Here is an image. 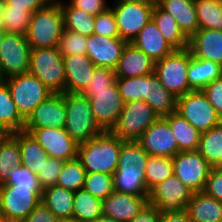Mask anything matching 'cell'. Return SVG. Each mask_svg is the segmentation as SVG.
<instances>
[{
  "instance_id": "1",
  "label": "cell",
  "mask_w": 222,
  "mask_h": 222,
  "mask_svg": "<svg viewBox=\"0 0 222 222\" xmlns=\"http://www.w3.org/2000/svg\"><path fill=\"white\" fill-rule=\"evenodd\" d=\"M83 94L91 103L97 125L103 131H112L124 105L116 84L115 69L96 66L92 81Z\"/></svg>"
},
{
  "instance_id": "2",
  "label": "cell",
  "mask_w": 222,
  "mask_h": 222,
  "mask_svg": "<svg viewBox=\"0 0 222 222\" xmlns=\"http://www.w3.org/2000/svg\"><path fill=\"white\" fill-rule=\"evenodd\" d=\"M116 84L124 103L143 100L161 118L177 110V98L162 86L155 73L140 77L116 78Z\"/></svg>"
},
{
  "instance_id": "3",
  "label": "cell",
  "mask_w": 222,
  "mask_h": 222,
  "mask_svg": "<svg viewBox=\"0 0 222 222\" xmlns=\"http://www.w3.org/2000/svg\"><path fill=\"white\" fill-rule=\"evenodd\" d=\"M122 140L112 131H103L91 140L78 145L77 157L86 173H107L117 170Z\"/></svg>"
},
{
  "instance_id": "4",
  "label": "cell",
  "mask_w": 222,
  "mask_h": 222,
  "mask_svg": "<svg viewBox=\"0 0 222 222\" xmlns=\"http://www.w3.org/2000/svg\"><path fill=\"white\" fill-rule=\"evenodd\" d=\"M63 30L61 5L53 0L31 15L26 38L32 49L57 47Z\"/></svg>"
},
{
  "instance_id": "5",
  "label": "cell",
  "mask_w": 222,
  "mask_h": 222,
  "mask_svg": "<svg viewBox=\"0 0 222 222\" xmlns=\"http://www.w3.org/2000/svg\"><path fill=\"white\" fill-rule=\"evenodd\" d=\"M65 130L77 144L91 140L103 132L97 125L91 103L83 93L64 92Z\"/></svg>"
},
{
  "instance_id": "6",
  "label": "cell",
  "mask_w": 222,
  "mask_h": 222,
  "mask_svg": "<svg viewBox=\"0 0 222 222\" xmlns=\"http://www.w3.org/2000/svg\"><path fill=\"white\" fill-rule=\"evenodd\" d=\"M29 73L37 77L52 93L66 92L64 59L57 47L32 49Z\"/></svg>"
},
{
  "instance_id": "7",
  "label": "cell",
  "mask_w": 222,
  "mask_h": 222,
  "mask_svg": "<svg viewBox=\"0 0 222 222\" xmlns=\"http://www.w3.org/2000/svg\"><path fill=\"white\" fill-rule=\"evenodd\" d=\"M159 118V115L145 101H129L124 103L112 132L122 141H138L144 131Z\"/></svg>"
},
{
  "instance_id": "8",
  "label": "cell",
  "mask_w": 222,
  "mask_h": 222,
  "mask_svg": "<svg viewBox=\"0 0 222 222\" xmlns=\"http://www.w3.org/2000/svg\"><path fill=\"white\" fill-rule=\"evenodd\" d=\"M189 63L190 51L188 49L175 50L171 55L155 63L154 73L162 86L176 98L193 91L188 81Z\"/></svg>"
},
{
  "instance_id": "9",
  "label": "cell",
  "mask_w": 222,
  "mask_h": 222,
  "mask_svg": "<svg viewBox=\"0 0 222 222\" xmlns=\"http://www.w3.org/2000/svg\"><path fill=\"white\" fill-rule=\"evenodd\" d=\"M5 82L20 115L26 120L35 108L53 93L34 75H14Z\"/></svg>"
},
{
  "instance_id": "10",
  "label": "cell",
  "mask_w": 222,
  "mask_h": 222,
  "mask_svg": "<svg viewBox=\"0 0 222 222\" xmlns=\"http://www.w3.org/2000/svg\"><path fill=\"white\" fill-rule=\"evenodd\" d=\"M41 187L0 185L1 219L21 222L41 202Z\"/></svg>"
},
{
  "instance_id": "11",
  "label": "cell",
  "mask_w": 222,
  "mask_h": 222,
  "mask_svg": "<svg viewBox=\"0 0 222 222\" xmlns=\"http://www.w3.org/2000/svg\"><path fill=\"white\" fill-rule=\"evenodd\" d=\"M176 112L200 134L222 122L221 117L202 90L190 91L177 98Z\"/></svg>"
},
{
  "instance_id": "12",
  "label": "cell",
  "mask_w": 222,
  "mask_h": 222,
  "mask_svg": "<svg viewBox=\"0 0 222 222\" xmlns=\"http://www.w3.org/2000/svg\"><path fill=\"white\" fill-rule=\"evenodd\" d=\"M194 192L172 174L149 191L148 203L160 214L180 212L186 208Z\"/></svg>"
},
{
  "instance_id": "13",
  "label": "cell",
  "mask_w": 222,
  "mask_h": 222,
  "mask_svg": "<svg viewBox=\"0 0 222 222\" xmlns=\"http://www.w3.org/2000/svg\"><path fill=\"white\" fill-rule=\"evenodd\" d=\"M31 50L26 36L4 33L0 42V70L5 79L29 72Z\"/></svg>"
},
{
  "instance_id": "14",
  "label": "cell",
  "mask_w": 222,
  "mask_h": 222,
  "mask_svg": "<svg viewBox=\"0 0 222 222\" xmlns=\"http://www.w3.org/2000/svg\"><path fill=\"white\" fill-rule=\"evenodd\" d=\"M119 36L130 43L152 19L154 5L112 0Z\"/></svg>"
},
{
  "instance_id": "15",
  "label": "cell",
  "mask_w": 222,
  "mask_h": 222,
  "mask_svg": "<svg viewBox=\"0 0 222 222\" xmlns=\"http://www.w3.org/2000/svg\"><path fill=\"white\" fill-rule=\"evenodd\" d=\"M173 159V174L194 193L202 192L213 167L198 151H182Z\"/></svg>"
},
{
  "instance_id": "16",
  "label": "cell",
  "mask_w": 222,
  "mask_h": 222,
  "mask_svg": "<svg viewBox=\"0 0 222 222\" xmlns=\"http://www.w3.org/2000/svg\"><path fill=\"white\" fill-rule=\"evenodd\" d=\"M43 147L49 157L68 161L77 157L78 145L65 128L24 129Z\"/></svg>"
},
{
  "instance_id": "17",
  "label": "cell",
  "mask_w": 222,
  "mask_h": 222,
  "mask_svg": "<svg viewBox=\"0 0 222 222\" xmlns=\"http://www.w3.org/2000/svg\"><path fill=\"white\" fill-rule=\"evenodd\" d=\"M137 142L148 155L174 157L180 152L175 135L163 117L144 131Z\"/></svg>"
},
{
  "instance_id": "18",
  "label": "cell",
  "mask_w": 222,
  "mask_h": 222,
  "mask_svg": "<svg viewBox=\"0 0 222 222\" xmlns=\"http://www.w3.org/2000/svg\"><path fill=\"white\" fill-rule=\"evenodd\" d=\"M66 108L63 93H53L25 120L24 129L65 128Z\"/></svg>"
},
{
  "instance_id": "19",
  "label": "cell",
  "mask_w": 222,
  "mask_h": 222,
  "mask_svg": "<svg viewBox=\"0 0 222 222\" xmlns=\"http://www.w3.org/2000/svg\"><path fill=\"white\" fill-rule=\"evenodd\" d=\"M128 42L120 37L109 38L99 34L87 37L86 55L95 66L115 69Z\"/></svg>"
},
{
  "instance_id": "20",
  "label": "cell",
  "mask_w": 222,
  "mask_h": 222,
  "mask_svg": "<svg viewBox=\"0 0 222 222\" xmlns=\"http://www.w3.org/2000/svg\"><path fill=\"white\" fill-rule=\"evenodd\" d=\"M149 195H133L114 190L102 200V215L117 222H129L148 203Z\"/></svg>"
},
{
  "instance_id": "21",
  "label": "cell",
  "mask_w": 222,
  "mask_h": 222,
  "mask_svg": "<svg viewBox=\"0 0 222 222\" xmlns=\"http://www.w3.org/2000/svg\"><path fill=\"white\" fill-rule=\"evenodd\" d=\"M155 63L151 57L136 48L131 42L123 49L115 68L116 78L140 77L155 72Z\"/></svg>"
},
{
  "instance_id": "22",
  "label": "cell",
  "mask_w": 222,
  "mask_h": 222,
  "mask_svg": "<svg viewBox=\"0 0 222 222\" xmlns=\"http://www.w3.org/2000/svg\"><path fill=\"white\" fill-rule=\"evenodd\" d=\"M66 74V92L83 93L90 82L96 66L86 55L63 58Z\"/></svg>"
},
{
  "instance_id": "23",
  "label": "cell",
  "mask_w": 222,
  "mask_h": 222,
  "mask_svg": "<svg viewBox=\"0 0 222 222\" xmlns=\"http://www.w3.org/2000/svg\"><path fill=\"white\" fill-rule=\"evenodd\" d=\"M188 50L195 58L213 61L222 66V31L198 29L188 39Z\"/></svg>"
},
{
  "instance_id": "24",
  "label": "cell",
  "mask_w": 222,
  "mask_h": 222,
  "mask_svg": "<svg viewBox=\"0 0 222 222\" xmlns=\"http://www.w3.org/2000/svg\"><path fill=\"white\" fill-rule=\"evenodd\" d=\"M131 43L155 61L161 60L175 51L165 40L152 19L141 29Z\"/></svg>"
},
{
  "instance_id": "25",
  "label": "cell",
  "mask_w": 222,
  "mask_h": 222,
  "mask_svg": "<svg viewBox=\"0 0 222 222\" xmlns=\"http://www.w3.org/2000/svg\"><path fill=\"white\" fill-rule=\"evenodd\" d=\"M158 5L174 17L188 39L199 29L194 0H159Z\"/></svg>"
},
{
  "instance_id": "26",
  "label": "cell",
  "mask_w": 222,
  "mask_h": 222,
  "mask_svg": "<svg viewBox=\"0 0 222 222\" xmlns=\"http://www.w3.org/2000/svg\"><path fill=\"white\" fill-rule=\"evenodd\" d=\"M185 210L192 222H222V202L203 191L192 195Z\"/></svg>"
},
{
  "instance_id": "27",
  "label": "cell",
  "mask_w": 222,
  "mask_h": 222,
  "mask_svg": "<svg viewBox=\"0 0 222 222\" xmlns=\"http://www.w3.org/2000/svg\"><path fill=\"white\" fill-rule=\"evenodd\" d=\"M114 190L133 195H149L146 187L145 170L135 164L117 165L113 174Z\"/></svg>"
},
{
  "instance_id": "28",
  "label": "cell",
  "mask_w": 222,
  "mask_h": 222,
  "mask_svg": "<svg viewBox=\"0 0 222 222\" xmlns=\"http://www.w3.org/2000/svg\"><path fill=\"white\" fill-rule=\"evenodd\" d=\"M187 74L190 88L193 91L203 90L208 84L222 76V66L213 61L195 58L190 52Z\"/></svg>"
},
{
  "instance_id": "29",
  "label": "cell",
  "mask_w": 222,
  "mask_h": 222,
  "mask_svg": "<svg viewBox=\"0 0 222 222\" xmlns=\"http://www.w3.org/2000/svg\"><path fill=\"white\" fill-rule=\"evenodd\" d=\"M152 20L157 25L165 40L175 50L188 49V38L179 29L174 17L164 11L158 4L153 8Z\"/></svg>"
},
{
  "instance_id": "30",
  "label": "cell",
  "mask_w": 222,
  "mask_h": 222,
  "mask_svg": "<svg viewBox=\"0 0 222 222\" xmlns=\"http://www.w3.org/2000/svg\"><path fill=\"white\" fill-rule=\"evenodd\" d=\"M18 142L21 150V166L29 168L35 175L49 159V155L33 136L23 131L18 132Z\"/></svg>"
},
{
  "instance_id": "31",
  "label": "cell",
  "mask_w": 222,
  "mask_h": 222,
  "mask_svg": "<svg viewBox=\"0 0 222 222\" xmlns=\"http://www.w3.org/2000/svg\"><path fill=\"white\" fill-rule=\"evenodd\" d=\"M74 192L55 185L41 193L42 203L48 207L58 219L73 218Z\"/></svg>"
},
{
  "instance_id": "32",
  "label": "cell",
  "mask_w": 222,
  "mask_h": 222,
  "mask_svg": "<svg viewBox=\"0 0 222 222\" xmlns=\"http://www.w3.org/2000/svg\"><path fill=\"white\" fill-rule=\"evenodd\" d=\"M169 124L178 143V149L182 151H197L200 141V132L188 123L177 112L163 117Z\"/></svg>"
},
{
  "instance_id": "33",
  "label": "cell",
  "mask_w": 222,
  "mask_h": 222,
  "mask_svg": "<svg viewBox=\"0 0 222 222\" xmlns=\"http://www.w3.org/2000/svg\"><path fill=\"white\" fill-rule=\"evenodd\" d=\"M0 125L9 133L23 131L25 125L5 81L0 84Z\"/></svg>"
},
{
  "instance_id": "34",
  "label": "cell",
  "mask_w": 222,
  "mask_h": 222,
  "mask_svg": "<svg viewBox=\"0 0 222 222\" xmlns=\"http://www.w3.org/2000/svg\"><path fill=\"white\" fill-rule=\"evenodd\" d=\"M61 5L64 29L79 33L83 36H90L94 33L95 15L86 13L84 10L72 7L65 0H58Z\"/></svg>"
},
{
  "instance_id": "35",
  "label": "cell",
  "mask_w": 222,
  "mask_h": 222,
  "mask_svg": "<svg viewBox=\"0 0 222 222\" xmlns=\"http://www.w3.org/2000/svg\"><path fill=\"white\" fill-rule=\"evenodd\" d=\"M21 166L18 132L10 133L0 142V185L5 184L13 168Z\"/></svg>"
},
{
  "instance_id": "36",
  "label": "cell",
  "mask_w": 222,
  "mask_h": 222,
  "mask_svg": "<svg viewBox=\"0 0 222 222\" xmlns=\"http://www.w3.org/2000/svg\"><path fill=\"white\" fill-rule=\"evenodd\" d=\"M197 151L213 168L219 165L222 161V122L200 135Z\"/></svg>"
},
{
  "instance_id": "37",
  "label": "cell",
  "mask_w": 222,
  "mask_h": 222,
  "mask_svg": "<svg viewBox=\"0 0 222 222\" xmlns=\"http://www.w3.org/2000/svg\"><path fill=\"white\" fill-rule=\"evenodd\" d=\"M73 218L80 222H91L102 216V200L82 189L74 192Z\"/></svg>"
},
{
  "instance_id": "38",
  "label": "cell",
  "mask_w": 222,
  "mask_h": 222,
  "mask_svg": "<svg viewBox=\"0 0 222 222\" xmlns=\"http://www.w3.org/2000/svg\"><path fill=\"white\" fill-rule=\"evenodd\" d=\"M199 29L222 31V5L219 0H194Z\"/></svg>"
},
{
  "instance_id": "39",
  "label": "cell",
  "mask_w": 222,
  "mask_h": 222,
  "mask_svg": "<svg viewBox=\"0 0 222 222\" xmlns=\"http://www.w3.org/2000/svg\"><path fill=\"white\" fill-rule=\"evenodd\" d=\"M172 174V157L149 155L145 169V181L148 191Z\"/></svg>"
},
{
  "instance_id": "40",
  "label": "cell",
  "mask_w": 222,
  "mask_h": 222,
  "mask_svg": "<svg viewBox=\"0 0 222 222\" xmlns=\"http://www.w3.org/2000/svg\"><path fill=\"white\" fill-rule=\"evenodd\" d=\"M85 176L86 170L82 166L81 160L76 157L65 161L59 174L57 185L76 192L83 188Z\"/></svg>"
},
{
  "instance_id": "41",
  "label": "cell",
  "mask_w": 222,
  "mask_h": 222,
  "mask_svg": "<svg viewBox=\"0 0 222 222\" xmlns=\"http://www.w3.org/2000/svg\"><path fill=\"white\" fill-rule=\"evenodd\" d=\"M31 13L27 9H18L13 7H4L2 17V29L6 33L21 34L26 36Z\"/></svg>"
},
{
  "instance_id": "42",
  "label": "cell",
  "mask_w": 222,
  "mask_h": 222,
  "mask_svg": "<svg viewBox=\"0 0 222 222\" xmlns=\"http://www.w3.org/2000/svg\"><path fill=\"white\" fill-rule=\"evenodd\" d=\"M83 189L101 200L114 192L113 175L107 173H86Z\"/></svg>"
},
{
  "instance_id": "43",
  "label": "cell",
  "mask_w": 222,
  "mask_h": 222,
  "mask_svg": "<svg viewBox=\"0 0 222 222\" xmlns=\"http://www.w3.org/2000/svg\"><path fill=\"white\" fill-rule=\"evenodd\" d=\"M57 49L63 58L86 54L87 36L64 29Z\"/></svg>"
},
{
  "instance_id": "44",
  "label": "cell",
  "mask_w": 222,
  "mask_h": 222,
  "mask_svg": "<svg viewBox=\"0 0 222 222\" xmlns=\"http://www.w3.org/2000/svg\"><path fill=\"white\" fill-rule=\"evenodd\" d=\"M148 157L149 155L137 141H122L117 165L135 164L138 168L145 170Z\"/></svg>"
},
{
  "instance_id": "45",
  "label": "cell",
  "mask_w": 222,
  "mask_h": 222,
  "mask_svg": "<svg viewBox=\"0 0 222 222\" xmlns=\"http://www.w3.org/2000/svg\"><path fill=\"white\" fill-rule=\"evenodd\" d=\"M64 163L65 161L62 159L53 157H49L48 161L44 163V166L37 175L42 191L57 185V180Z\"/></svg>"
},
{
  "instance_id": "46",
  "label": "cell",
  "mask_w": 222,
  "mask_h": 222,
  "mask_svg": "<svg viewBox=\"0 0 222 222\" xmlns=\"http://www.w3.org/2000/svg\"><path fill=\"white\" fill-rule=\"evenodd\" d=\"M109 38L120 37L117 21L111 8L95 16L94 33Z\"/></svg>"
},
{
  "instance_id": "47",
  "label": "cell",
  "mask_w": 222,
  "mask_h": 222,
  "mask_svg": "<svg viewBox=\"0 0 222 222\" xmlns=\"http://www.w3.org/2000/svg\"><path fill=\"white\" fill-rule=\"evenodd\" d=\"M5 184L19 187H41L37 175L23 166L13 168Z\"/></svg>"
},
{
  "instance_id": "48",
  "label": "cell",
  "mask_w": 222,
  "mask_h": 222,
  "mask_svg": "<svg viewBox=\"0 0 222 222\" xmlns=\"http://www.w3.org/2000/svg\"><path fill=\"white\" fill-rule=\"evenodd\" d=\"M202 91L222 119V76L208 84Z\"/></svg>"
},
{
  "instance_id": "49",
  "label": "cell",
  "mask_w": 222,
  "mask_h": 222,
  "mask_svg": "<svg viewBox=\"0 0 222 222\" xmlns=\"http://www.w3.org/2000/svg\"><path fill=\"white\" fill-rule=\"evenodd\" d=\"M203 192L222 202V172L213 168L208 176Z\"/></svg>"
},
{
  "instance_id": "50",
  "label": "cell",
  "mask_w": 222,
  "mask_h": 222,
  "mask_svg": "<svg viewBox=\"0 0 222 222\" xmlns=\"http://www.w3.org/2000/svg\"><path fill=\"white\" fill-rule=\"evenodd\" d=\"M108 0H69L72 7L84 10L86 13L97 15L110 8Z\"/></svg>"
},
{
  "instance_id": "51",
  "label": "cell",
  "mask_w": 222,
  "mask_h": 222,
  "mask_svg": "<svg viewBox=\"0 0 222 222\" xmlns=\"http://www.w3.org/2000/svg\"><path fill=\"white\" fill-rule=\"evenodd\" d=\"M59 220L41 201L21 222H59Z\"/></svg>"
},
{
  "instance_id": "52",
  "label": "cell",
  "mask_w": 222,
  "mask_h": 222,
  "mask_svg": "<svg viewBox=\"0 0 222 222\" xmlns=\"http://www.w3.org/2000/svg\"><path fill=\"white\" fill-rule=\"evenodd\" d=\"M53 0H4V7H13L18 9H27L33 14L38 9L50 4Z\"/></svg>"
},
{
  "instance_id": "53",
  "label": "cell",
  "mask_w": 222,
  "mask_h": 222,
  "mask_svg": "<svg viewBox=\"0 0 222 222\" xmlns=\"http://www.w3.org/2000/svg\"><path fill=\"white\" fill-rule=\"evenodd\" d=\"M129 222H160V212L154 205L147 203Z\"/></svg>"
},
{
  "instance_id": "54",
  "label": "cell",
  "mask_w": 222,
  "mask_h": 222,
  "mask_svg": "<svg viewBox=\"0 0 222 222\" xmlns=\"http://www.w3.org/2000/svg\"><path fill=\"white\" fill-rule=\"evenodd\" d=\"M160 222H192L184 209L180 212L160 214Z\"/></svg>"
},
{
  "instance_id": "55",
  "label": "cell",
  "mask_w": 222,
  "mask_h": 222,
  "mask_svg": "<svg viewBox=\"0 0 222 222\" xmlns=\"http://www.w3.org/2000/svg\"><path fill=\"white\" fill-rule=\"evenodd\" d=\"M118 1L135 2V3L149 4L155 6L156 4H158L159 0H118Z\"/></svg>"
},
{
  "instance_id": "56",
  "label": "cell",
  "mask_w": 222,
  "mask_h": 222,
  "mask_svg": "<svg viewBox=\"0 0 222 222\" xmlns=\"http://www.w3.org/2000/svg\"><path fill=\"white\" fill-rule=\"evenodd\" d=\"M91 222H117V221H115L111 217H107V216L102 215L98 219H95L94 221H91Z\"/></svg>"
},
{
  "instance_id": "57",
  "label": "cell",
  "mask_w": 222,
  "mask_h": 222,
  "mask_svg": "<svg viewBox=\"0 0 222 222\" xmlns=\"http://www.w3.org/2000/svg\"><path fill=\"white\" fill-rule=\"evenodd\" d=\"M4 5H5L4 0H0V28L2 27V17L4 14Z\"/></svg>"
},
{
  "instance_id": "58",
  "label": "cell",
  "mask_w": 222,
  "mask_h": 222,
  "mask_svg": "<svg viewBox=\"0 0 222 222\" xmlns=\"http://www.w3.org/2000/svg\"><path fill=\"white\" fill-rule=\"evenodd\" d=\"M10 133L7 132L1 125H0V142L5 139Z\"/></svg>"
},
{
  "instance_id": "59",
  "label": "cell",
  "mask_w": 222,
  "mask_h": 222,
  "mask_svg": "<svg viewBox=\"0 0 222 222\" xmlns=\"http://www.w3.org/2000/svg\"><path fill=\"white\" fill-rule=\"evenodd\" d=\"M59 222H80L76 218H66V219H60Z\"/></svg>"
},
{
  "instance_id": "60",
  "label": "cell",
  "mask_w": 222,
  "mask_h": 222,
  "mask_svg": "<svg viewBox=\"0 0 222 222\" xmlns=\"http://www.w3.org/2000/svg\"><path fill=\"white\" fill-rule=\"evenodd\" d=\"M4 33H5V31L2 28H0V42H1V39L4 35Z\"/></svg>"
},
{
  "instance_id": "61",
  "label": "cell",
  "mask_w": 222,
  "mask_h": 222,
  "mask_svg": "<svg viewBox=\"0 0 222 222\" xmlns=\"http://www.w3.org/2000/svg\"><path fill=\"white\" fill-rule=\"evenodd\" d=\"M5 81V78L3 77L1 70H0V84Z\"/></svg>"
},
{
  "instance_id": "62",
  "label": "cell",
  "mask_w": 222,
  "mask_h": 222,
  "mask_svg": "<svg viewBox=\"0 0 222 222\" xmlns=\"http://www.w3.org/2000/svg\"><path fill=\"white\" fill-rule=\"evenodd\" d=\"M216 169L222 172V161L219 163Z\"/></svg>"
},
{
  "instance_id": "63",
  "label": "cell",
  "mask_w": 222,
  "mask_h": 222,
  "mask_svg": "<svg viewBox=\"0 0 222 222\" xmlns=\"http://www.w3.org/2000/svg\"><path fill=\"white\" fill-rule=\"evenodd\" d=\"M0 222H18V221H9V220L1 219Z\"/></svg>"
}]
</instances>
